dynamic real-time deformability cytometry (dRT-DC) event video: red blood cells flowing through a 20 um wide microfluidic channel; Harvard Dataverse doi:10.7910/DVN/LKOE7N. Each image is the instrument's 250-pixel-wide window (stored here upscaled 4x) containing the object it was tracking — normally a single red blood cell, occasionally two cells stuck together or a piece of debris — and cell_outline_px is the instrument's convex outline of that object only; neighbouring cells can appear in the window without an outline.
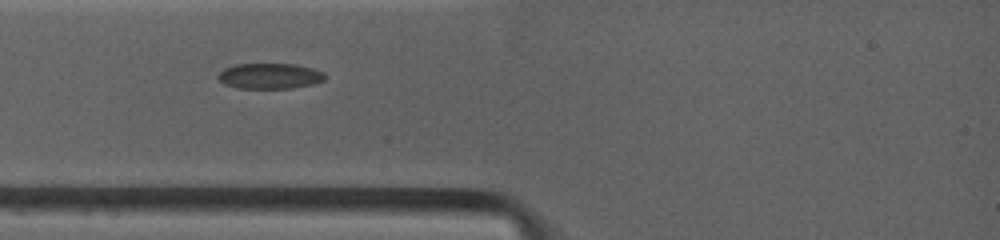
{"species": "common noctule bat (a hibernating species)", "species_latin": "Nyctalus noctula", "temperature_condition": "warm", "stored_images_in_passage": 2, "camera_frame_rate_fps": 4500, "um_per_image_px": 0.085, "animal": {"sex": "female", "body_mass_g": 19.0, "forearm_length_mm": 53.3}, "frame": {"image": 1, "passage_image": 1, "time_ms": 0.0, "image_size_px": [1000, 240], "cell_outline_px": [[324, 80], [312, 84], [292, 88], [236, 88], [224, 84], [220, 80], [220, 72], [224, 68], [236, 64], [296, 64], [312, 68], [324, 72]], "centroid_in_image_um": [22.94, 6.46], "position_along_channel_um": 62.1, "area_um2": 15.78}}